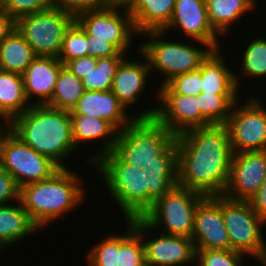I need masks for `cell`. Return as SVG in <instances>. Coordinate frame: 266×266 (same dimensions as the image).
Wrapping results in <instances>:
<instances>
[{"label":"cell","instance_id":"1","mask_svg":"<svg viewBox=\"0 0 266 266\" xmlns=\"http://www.w3.org/2000/svg\"><path fill=\"white\" fill-rule=\"evenodd\" d=\"M177 184L204 196L223 195L233 152L225 124L195 127L176 135Z\"/></svg>","mask_w":266,"mask_h":266},{"label":"cell","instance_id":"2","mask_svg":"<svg viewBox=\"0 0 266 266\" xmlns=\"http://www.w3.org/2000/svg\"><path fill=\"white\" fill-rule=\"evenodd\" d=\"M93 167L124 220L142 218L157 199L177 185V171H147L123 162L113 151L104 154Z\"/></svg>","mask_w":266,"mask_h":266},{"label":"cell","instance_id":"3","mask_svg":"<svg viewBox=\"0 0 266 266\" xmlns=\"http://www.w3.org/2000/svg\"><path fill=\"white\" fill-rule=\"evenodd\" d=\"M9 129L59 168L68 167L65 165L66 161L77 151L68 110L53 108L46 104L31 105L9 122Z\"/></svg>","mask_w":266,"mask_h":266},{"label":"cell","instance_id":"4","mask_svg":"<svg viewBox=\"0 0 266 266\" xmlns=\"http://www.w3.org/2000/svg\"><path fill=\"white\" fill-rule=\"evenodd\" d=\"M112 151L123 162L147 171H177L176 135L155 118H135L119 131Z\"/></svg>","mask_w":266,"mask_h":266},{"label":"cell","instance_id":"5","mask_svg":"<svg viewBox=\"0 0 266 266\" xmlns=\"http://www.w3.org/2000/svg\"><path fill=\"white\" fill-rule=\"evenodd\" d=\"M71 170L70 167L59 168L49 178L20 188V201L41 231L84 204L83 180Z\"/></svg>","mask_w":266,"mask_h":266},{"label":"cell","instance_id":"6","mask_svg":"<svg viewBox=\"0 0 266 266\" xmlns=\"http://www.w3.org/2000/svg\"><path fill=\"white\" fill-rule=\"evenodd\" d=\"M167 34L164 31H147L138 37L141 40L145 38L146 41L141 45L138 44L137 56L140 53L146 58L151 73L159 72L158 75L161 74L164 77L159 86L155 88V97H157L158 87L165 85L177 75L199 69L202 62L214 50L209 44L198 40L184 43L180 40L182 37H179V41L178 39L171 41L164 37H167ZM197 43L199 47L195 45Z\"/></svg>","mask_w":266,"mask_h":266},{"label":"cell","instance_id":"7","mask_svg":"<svg viewBox=\"0 0 266 266\" xmlns=\"http://www.w3.org/2000/svg\"><path fill=\"white\" fill-rule=\"evenodd\" d=\"M222 211L230 249L256 258L266 266V222L253 210L249 201L233 200L222 195Z\"/></svg>","mask_w":266,"mask_h":266},{"label":"cell","instance_id":"8","mask_svg":"<svg viewBox=\"0 0 266 266\" xmlns=\"http://www.w3.org/2000/svg\"><path fill=\"white\" fill-rule=\"evenodd\" d=\"M205 197L177 184L157 199L142 219L157 232L191 238L196 209Z\"/></svg>","mask_w":266,"mask_h":266},{"label":"cell","instance_id":"9","mask_svg":"<svg viewBox=\"0 0 266 266\" xmlns=\"http://www.w3.org/2000/svg\"><path fill=\"white\" fill-rule=\"evenodd\" d=\"M75 18L62 9L51 8L19 18L16 29L36 56L59 57L66 30Z\"/></svg>","mask_w":266,"mask_h":266},{"label":"cell","instance_id":"10","mask_svg":"<svg viewBox=\"0 0 266 266\" xmlns=\"http://www.w3.org/2000/svg\"><path fill=\"white\" fill-rule=\"evenodd\" d=\"M258 97L251 95L243 104L239 99L227 119L233 153L266 150V106Z\"/></svg>","mask_w":266,"mask_h":266},{"label":"cell","instance_id":"11","mask_svg":"<svg viewBox=\"0 0 266 266\" xmlns=\"http://www.w3.org/2000/svg\"><path fill=\"white\" fill-rule=\"evenodd\" d=\"M0 165L19 188L49 178L59 167L48 157L25 144L10 129L0 142Z\"/></svg>","mask_w":266,"mask_h":266},{"label":"cell","instance_id":"12","mask_svg":"<svg viewBox=\"0 0 266 266\" xmlns=\"http://www.w3.org/2000/svg\"><path fill=\"white\" fill-rule=\"evenodd\" d=\"M75 21L88 35L114 44L126 55L132 52L133 39L139 37L127 8L103 6L79 14Z\"/></svg>","mask_w":266,"mask_h":266},{"label":"cell","instance_id":"13","mask_svg":"<svg viewBox=\"0 0 266 266\" xmlns=\"http://www.w3.org/2000/svg\"><path fill=\"white\" fill-rule=\"evenodd\" d=\"M141 235L145 247V262L152 266H190L196 265V249L192 238L181 235L156 234L154 229L142 218L129 220ZM149 234V238L147 237ZM151 237V238H150ZM153 237V238H152Z\"/></svg>","mask_w":266,"mask_h":266},{"label":"cell","instance_id":"14","mask_svg":"<svg viewBox=\"0 0 266 266\" xmlns=\"http://www.w3.org/2000/svg\"><path fill=\"white\" fill-rule=\"evenodd\" d=\"M158 106L154 118L178 135L195 127L212 125L199 108L198 95L175 94L166 84L157 88ZM161 102V103H160Z\"/></svg>","mask_w":266,"mask_h":266},{"label":"cell","instance_id":"15","mask_svg":"<svg viewBox=\"0 0 266 266\" xmlns=\"http://www.w3.org/2000/svg\"><path fill=\"white\" fill-rule=\"evenodd\" d=\"M266 178V150L233 153L227 186L223 195L249 201Z\"/></svg>","mask_w":266,"mask_h":266},{"label":"cell","instance_id":"16","mask_svg":"<svg viewBox=\"0 0 266 266\" xmlns=\"http://www.w3.org/2000/svg\"><path fill=\"white\" fill-rule=\"evenodd\" d=\"M171 30L182 32L179 35L183 38L205 42L214 50L223 48L219 42L221 36L209 21L206 0H175L172 18L162 31L167 33Z\"/></svg>","mask_w":266,"mask_h":266},{"label":"cell","instance_id":"17","mask_svg":"<svg viewBox=\"0 0 266 266\" xmlns=\"http://www.w3.org/2000/svg\"><path fill=\"white\" fill-rule=\"evenodd\" d=\"M191 238L196 250L230 249L222 211V195L206 196L198 204Z\"/></svg>","mask_w":266,"mask_h":266},{"label":"cell","instance_id":"18","mask_svg":"<svg viewBox=\"0 0 266 266\" xmlns=\"http://www.w3.org/2000/svg\"><path fill=\"white\" fill-rule=\"evenodd\" d=\"M157 106L144 108L138 113H131L118 101L111 90L84 91L77 104L70 111V115H89L107 120L119 131L127 127L135 118H154ZM129 112V113H128Z\"/></svg>","mask_w":266,"mask_h":266},{"label":"cell","instance_id":"19","mask_svg":"<svg viewBox=\"0 0 266 266\" xmlns=\"http://www.w3.org/2000/svg\"><path fill=\"white\" fill-rule=\"evenodd\" d=\"M141 60L137 58L130 60L125 57L118 65L113 78L111 91L118 101L128 111L129 107L135 105L145 94V89L149 84L151 71L146 58L141 54ZM142 57L144 58L142 62Z\"/></svg>","mask_w":266,"mask_h":266},{"label":"cell","instance_id":"20","mask_svg":"<svg viewBox=\"0 0 266 266\" xmlns=\"http://www.w3.org/2000/svg\"><path fill=\"white\" fill-rule=\"evenodd\" d=\"M63 66L59 59L53 57L36 56L33 59L22 74L25 93L31 105H44L51 100Z\"/></svg>","mask_w":266,"mask_h":266},{"label":"cell","instance_id":"21","mask_svg":"<svg viewBox=\"0 0 266 266\" xmlns=\"http://www.w3.org/2000/svg\"><path fill=\"white\" fill-rule=\"evenodd\" d=\"M73 140L76 149H80L84 143L96 140L102 146L98 147L96 155L85 159L86 163L93 167V164L104 154L113 150L118 138L119 130L107 120L98 119L89 115H71Z\"/></svg>","mask_w":266,"mask_h":266},{"label":"cell","instance_id":"22","mask_svg":"<svg viewBox=\"0 0 266 266\" xmlns=\"http://www.w3.org/2000/svg\"><path fill=\"white\" fill-rule=\"evenodd\" d=\"M221 48L213 50L202 62L201 92L209 94H239L241 89L240 73H235L234 68L227 67V55L221 53ZM240 79V80H239ZM240 85V86H239ZM239 91V92H238Z\"/></svg>","mask_w":266,"mask_h":266},{"label":"cell","instance_id":"23","mask_svg":"<svg viewBox=\"0 0 266 266\" xmlns=\"http://www.w3.org/2000/svg\"><path fill=\"white\" fill-rule=\"evenodd\" d=\"M175 0H133L127 10L132 15L136 32L162 31L170 22Z\"/></svg>","mask_w":266,"mask_h":266},{"label":"cell","instance_id":"24","mask_svg":"<svg viewBox=\"0 0 266 266\" xmlns=\"http://www.w3.org/2000/svg\"><path fill=\"white\" fill-rule=\"evenodd\" d=\"M39 230L20 200L0 206V244L5 248L20 243Z\"/></svg>","mask_w":266,"mask_h":266},{"label":"cell","instance_id":"25","mask_svg":"<svg viewBox=\"0 0 266 266\" xmlns=\"http://www.w3.org/2000/svg\"><path fill=\"white\" fill-rule=\"evenodd\" d=\"M257 0H206L208 18L214 30L223 37L233 30L234 23L248 12H253Z\"/></svg>","mask_w":266,"mask_h":266},{"label":"cell","instance_id":"26","mask_svg":"<svg viewBox=\"0 0 266 266\" xmlns=\"http://www.w3.org/2000/svg\"><path fill=\"white\" fill-rule=\"evenodd\" d=\"M29 103L22 75L9 71H0V115L9 122L26 111Z\"/></svg>","mask_w":266,"mask_h":266},{"label":"cell","instance_id":"27","mask_svg":"<svg viewBox=\"0 0 266 266\" xmlns=\"http://www.w3.org/2000/svg\"><path fill=\"white\" fill-rule=\"evenodd\" d=\"M35 57L32 47L17 29L0 42L1 70L22 75Z\"/></svg>","mask_w":266,"mask_h":266},{"label":"cell","instance_id":"28","mask_svg":"<svg viewBox=\"0 0 266 266\" xmlns=\"http://www.w3.org/2000/svg\"><path fill=\"white\" fill-rule=\"evenodd\" d=\"M84 91L82 80L63 66L60 69L51 100L46 105L71 111Z\"/></svg>","mask_w":266,"mask_h":266},{"label":"cell","instance_id":"29","mask_svg":"<svg viewBox=\"0 0 266 266\" xmlns=\"http://www.w3.org/2000/svg\"><path fill=\"white\" fill-rule=\"evenodd\" d=\"M238 95L239 94H209L201 92L198 95L201 114L211 124H226L234 104L241 99V96Z\"/></svg>","mask_w":266,"mask_h":266},{"label":"cell","instance_id":"30","mask_svg":"<svg viewBox=\"0 0 266 266\" xmlns=\"http://www.w3.org/2000/svg\"><path fill=\"white\" fill-rule=\"evenodd\" d=\"M256 37V38H255ZM242 50L240 59V73L246 77L256 80L266 78V36H255Z\"/></svg>","mask_w":266,"mask_h":266},{"label":"cell","instance_id":"31","mask_svg":"<svg viewBox=\"0 0 266 266\" xmlns=\"http://www.w3.org/2000/svg\"><path fill=\"white\" fill-rule=\"evenodd\" d=\"M123 233H119V265L141 266L145 263V247L141 235L135 230L134 225L125 220Z\"/></svg>","mask_w":266,"mask_h":266},{"label":"cell","instance_id":"32","mask_svg":"<svg viewBox=\"0 0 266 266\" xmlns=\"http://www.w3.org/2000/svg\"><path fill=\"white\" fill-rule=\"evenodd\" d=\"M125 57L97 58V65L82 79L85 91H109L112 88L116 69Z\"/></svg>","mask_w":266,"mask_h":266},{"label":"cell","instance_id":"33","mask_svg":"<svg viewBox=\"0 0 266 266\" xmlns=\"http://www.w3.org/2000/svg\"><path fill=\"white\" fill-rule=\"evenodd\" d=\"M112 234V235H111ZM93 247L86 254L88 266H118L119 265V232L92 244Z\"/></svg>","mask_w":266,"mask_h":266},{"label":"cell","instance_id":"34","mask_svg":"<svg viewBox=\"0 0 266 266\" xmlns=\"http://www.w3.org/2000/svg\"><path fill=\"white\" fill-rule=\"evenodd\" d=\"M87 33L74 21L66 30L58 59L63 65L70 60L88 56Z\"/></svg>","mask_w":266,"mask_h":266},{"label":"cell","instance_id":"35","mask_svg":"<svg viewBox=\"0 0 266 266\" xmlns=\"http://www.w3.org/2000/svg\"><path fill=\"white\" fill-rule=\"evenodd\" d=\"M247 257L231 249L196 250V266H244Z\"/></svg>","mask_w":266,"mask_h":266},{"label":"cell","instance_id":"36","mask_svg":"<svg viewBox=\"0 0 266 266\" xmlns=\"http://www.w3.org/2000/svg\"><path fill=\"white\" fill-rule=\"evenodd\" d=\"M53 6V0H2L0 7L16 21L24 16L44 11Z\"/></svg>","mask_w":266,"mask_h":266},{"label":"cell","instance_id":"37","mask_svg":"<svg viewBox=\"0 0 266 266\" xmlns=\"http://www.w3.org/2000/svg\"><path fill=\"white\" fill-rule=\"evenodd\" d=\"M166 85L175 93L197 96L201 93V72L199 69L173 77Z\"/></svg>","mask_w":266,"mask_h":266},{"label":"cell","instance_id":"38","mask_svg":"<svg viewBox=\"0 0 266 266\" xmlns=\"http://www.w3.org/2000/svg\"><path fill=\"white\" fill-rule=\"evenodd\" d=\"M19 200V186L15 179L0 165V206Z\"/></svg>","mask_w":266,"mask_h":266},{"label":"cell","instance_id":"39","mask_svg":"<svg viewBox=\"0 0 266 266\" xmlns=\"http://www.w3.org/2000/svg\"><path fill=\"white\" fill-rule=\"evenodd\" d=\"M53 5L67 12L74 18L81 13L103 7L100 0H53Z\"/></svg>","mask_w":266,"mask_h":266},{"label":"cell","instance_id":"40","mask_svg":"<svg viewBox=\"0 0 266 266\" xmlns=\"http://www.w3.org/2000/svg\"><path fill=\"white\" fill-rule=\"evenodd\" d=\"M88 56L101 57H126L114 44L105 40L95 39L94 36L87 34Z\"/></svg>","mask_w":266,"mask_h":266},{"label":"cell","instance_id":"41","mask_svg":"<svg viewBox=\"0 0 266 266\" xmlns=\"http://www.w3.org/2000/svg\"><path fill=\"white\" fill-rule=\"evenodd\" d=\"M97 58L86 56L67 61L64 66L79 79L86 77L96 68Z\"/></svg>","mask_w":266,"mask_h":266},{"label":"cell","instance_id":"42","mask_svg":"<svg viewBox=\"0 0 266 266\" xmlns=\"http://www.w3.org/2000/svg\"><path fill=\"white\" fill-rule=\"evenodd\" d=\"M249 202L258 216L266 222V178Z\"/></svg>","mask_w":266,"mask_h":266},{"label":"cell","instance_id":"43","mask_svg":"<svg viewBox=\"0 0 266 266\" xmlns=\"http://www.w3.org/2000/svg\"><path fill=\"white\" fill-rule=\"evenodd\" d=\"M16 29V20L0 7V42Z\"/></svg>","mask_w":266,"mask_h":266},{"label":"cell","instance_id":"44","mask_svg":"<svg viewBox=\"0 0 266 266\" xmlns=\"http://www.w3.org/2000/svg\"><path fill=\"white\" fill-rule=\"evenodd\" d=\"M133 0H100L102 6L128 8Z\"/></svg>","mask_w":266,"mask_h":266},{"label":"cell","instance_id":"45","mask_svg":"<svg viewBox=\"0 0 266 266\" xmlns=\"http://www.w3.org/2000/svg\"><path fill=\"white\" fill-rule=\"evenodd\" d=\"M2 119V120H1ZM9 130V121L0 115V142L4 134Z\"/></svg>","mask_w":266,"mask_h":266},{"label":"cell","instance_id":"46","mask_svg":"<svg viewBox=\"0 0 266 266\" xmlns=\"http://www.w3.org/2000/svg\"><path fill=\"white\" fill-rule=\"evenodd\" d=\"M5 247L2 245V244H0V256H1V254L3 253V252H5ZM4 250V251H3Z\"/></svg>","mask_w":266,"mask_h":266},{"label":"cell","instance_id":"47","mask_svg":"<svg viewBox=\"0 0 266 266\" xmlns=\"http://www.w3.org/2000/svg\"><path fill=\"white\" fill-rule=\"evenodd\" d=\"M141 266H152V265H150V264H148V263H143Z\"/></svg>","mask_w":266,"mask_h":266}]
</instances>
